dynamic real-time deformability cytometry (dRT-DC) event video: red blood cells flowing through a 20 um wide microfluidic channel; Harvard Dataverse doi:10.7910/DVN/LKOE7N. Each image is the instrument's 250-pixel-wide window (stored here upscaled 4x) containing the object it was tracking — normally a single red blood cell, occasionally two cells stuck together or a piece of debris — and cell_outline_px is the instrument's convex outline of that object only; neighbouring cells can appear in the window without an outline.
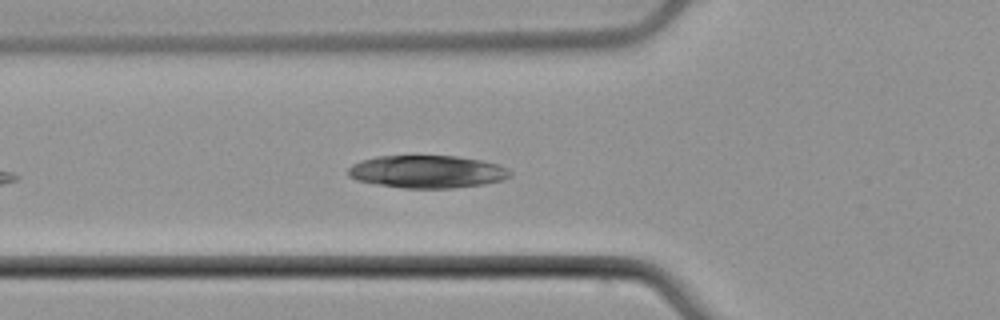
{"species": "common noctule bat (a hibernating species)", "species_latin": "Nyctalus noctula", "temperature_condition": "cold", "stored_images_in_passage": 12, "camera_frame_rate_fps": 3000, "um_per_image_px": 0.085, "animal": {"sex": "male", "body_mass_g": 21.5, "forearm_length_mm": 52.0}, "frame": {"image": 1, "passage_image": 5, "time_ms": 1.333, "image_size_px": [1000, 320], "cell_outline_px": [[460, 160], [452, 184], [392, 184], [380, 180], [392, 160], [400, 156], [440, 156]], "centroid_in_image_um": [35.8, 14.49], "position_along_channel_um": 90.0, "area_um2": 13.7}}
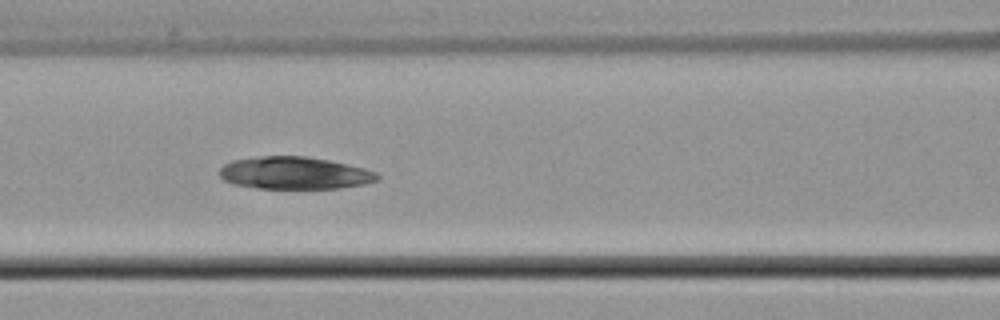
{"frame": {"image": 2, "passage_image": 9, "time_ms": 2.667, "image_size_px": [1000, 320], "cell_outline_px": [[340, 184], [256, 184], [256, 180], [260, 160], [312, 160], [332, 164], [336, 168]], "centroid_in_image_um": [25.2, 14.67], "position_along_channel_um": 141.4, "area_um2": 13.35}}